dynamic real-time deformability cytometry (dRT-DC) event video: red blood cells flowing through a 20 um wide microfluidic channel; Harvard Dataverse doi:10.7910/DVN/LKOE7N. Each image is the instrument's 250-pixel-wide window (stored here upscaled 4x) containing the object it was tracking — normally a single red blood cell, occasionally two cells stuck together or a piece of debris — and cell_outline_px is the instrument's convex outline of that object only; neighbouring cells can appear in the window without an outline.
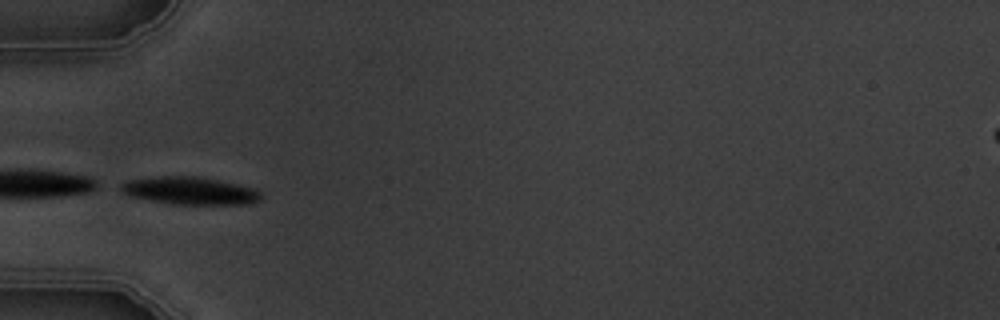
{"species": "common noctule bat (a hibernating species)", "species_latin": "Nyctalus noctula", "temperature_condition": "warm", "stored_images_in_passage": 3, "camera_frame_rate_fps": 3000, "um_per_image_px": 0.085, "animal": {"sex": "male", "body_mass_g": 19.5, "forearm_length_mm": 54.6}, "frame": {"image": 1, "passage_image": 1, "time_ms": 0.0, "image_size_px": [1000, 320], "cell_outline_px": [[264, 196], [260, 200], [248, 204], [172, 204], [128, 196], [120, 188], [120, 184], [128, 180], [160, 176], [196, 176], [236, 184], [252, 188], [260, 192]], "centroid_in_image_um": [16.13, 16.22], "position_along_channel_um": 68.9, "area_um2": 22.37}}
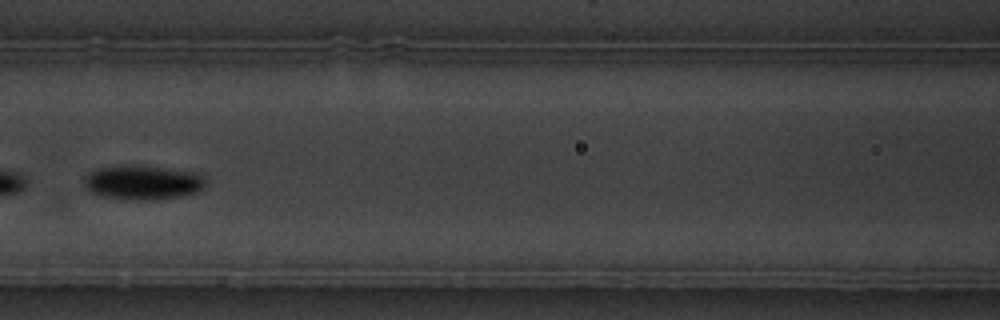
{"frame": {"image": 2, "passage_image": 3, "time_ms": 2.333, "image_size_px": [1000, 320], "cell_outline_px": [[204, 188], [200, 192], [180, 196], [140, 200], [136, 200], [104, 196], [92, 192], [84, 188], [84, 176], [88, 172], [96, 168], [124, 164], [140, 164], [196, 172], [204, 176]], "centroid_in_image_um": [12.12, 15.47], "position_along_channel_um": 154.5, "area_um2": 24.68}}